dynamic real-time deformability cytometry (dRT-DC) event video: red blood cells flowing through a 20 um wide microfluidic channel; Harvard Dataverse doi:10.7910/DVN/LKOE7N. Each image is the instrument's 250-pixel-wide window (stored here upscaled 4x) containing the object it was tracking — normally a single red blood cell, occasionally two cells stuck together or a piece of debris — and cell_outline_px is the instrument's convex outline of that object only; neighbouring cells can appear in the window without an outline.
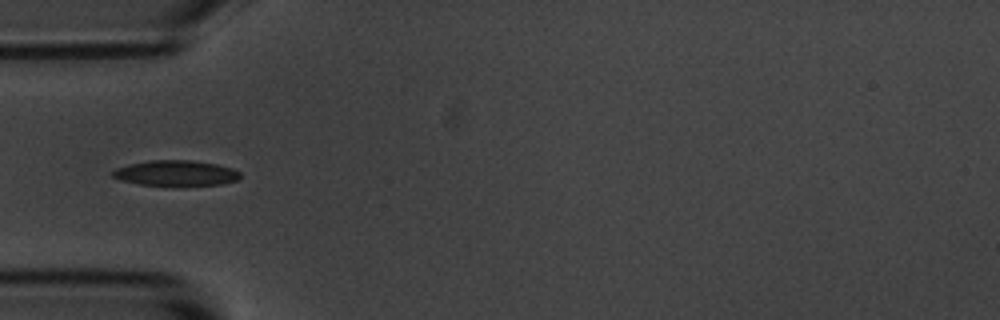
{"species": "common noctule bat (a hibernating species)", "species_latin": "Nyctalus noctula", "temperature_condition": "room temperature", "stored_images_in_passage": 5, "camera_frame_rate_fps": 3000, "um_per_image_px": 0.085, "animal": {"sex": "male", "body_mass_g": 20.1, "forearm_length_mm": 53.5}, "frame": {"image": 1, "passage_image": 5, "time_ms": 4.333, "image_size_px": [1000, 320], "cell_outline_px": [[240, 176], [236, 180], [224, 184], [140, 184], [120, 180], [112, 176], [112, 172], [116, 168], [128, 164], [148, 160], [192, 160], [216, 164], [232, 168], [240, 172]], "centroid_in_image_um": [14.93, 14.68], "position_along_channel_um": 70.1, "area_um2": 18.5}}